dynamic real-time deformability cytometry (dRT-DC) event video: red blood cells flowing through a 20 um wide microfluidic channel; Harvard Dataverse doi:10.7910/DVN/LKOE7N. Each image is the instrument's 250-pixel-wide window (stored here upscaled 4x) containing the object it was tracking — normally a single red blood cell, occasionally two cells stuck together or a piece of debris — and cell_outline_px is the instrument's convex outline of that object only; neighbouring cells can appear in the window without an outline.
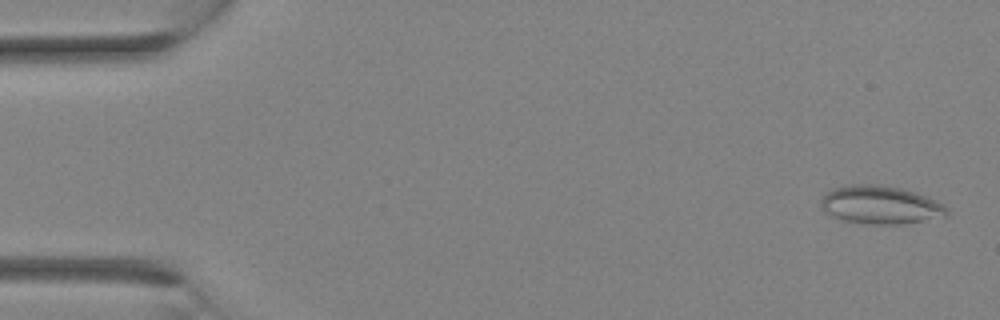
{"species": "Egyptian fruit bat (a non-hibernating species)", "species_latin": "Rousettus aegyptiacus", "temperature_condition": "room temperature", "stored_images_in_passage": 3, "camera_frame_rate_fps": 3000, "um_per_image_px": 0.085, "animal": {"sex": "female"}, "frame": {"image": 1, "passage_image": 1, "time_ms": 0.0, "image_size_px": [1000, 320], "cell_outline_px": [[948, 216], [900, 224], [868, 224], [844, 220], [824, 212], [820, 208], [820, 200], [832, 188], [852, 184], [876, 184], [900, 188], [916, 192], [928, 196], [944, 204], [948, 208]], "centroid_in_image_um": [74.85, 17.41], "position_along_channel_um": 10.2, "area_um2": 28.15}}